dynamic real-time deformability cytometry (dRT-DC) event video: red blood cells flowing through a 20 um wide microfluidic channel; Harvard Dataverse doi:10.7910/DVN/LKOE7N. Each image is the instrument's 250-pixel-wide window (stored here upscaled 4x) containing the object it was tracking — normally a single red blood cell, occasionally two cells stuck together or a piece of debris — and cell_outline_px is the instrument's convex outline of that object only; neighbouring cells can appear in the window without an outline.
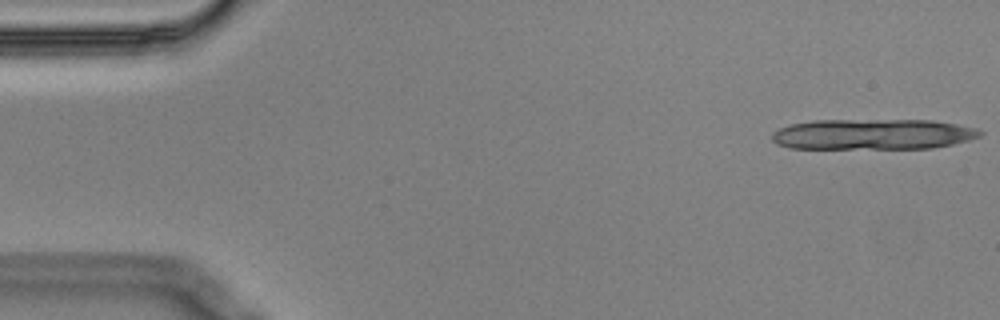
{"species": "Egyptian fruit bat (a non-hibernating species)", "species_latin": "Rousettus aegyptiacus", "temperature_condition": "cold", "stored_images_in_passage": 17, "camera_frame_rate_fps": 3000, "um_per_image_px": 0.085, "animal": {"sex": "male"}, "frame": {"image": 1, "passage_image": 1, "time_ms": 0.0, "image_size_px": [1000, 320], "cell_outline_px": [[984, 132], [980, 136], [968, 140], [952, 144], [932, 148], [788, 148], [776, 144], [772, 140], [772, 132], [780, 128], [792, 124], [812, 120], [932, 120], [956, 124], [976, 128]], "centroid_in_image_um": [74.18, 11.41], "position_along_channel_um": 10.8, "area_um2": 37.11}}